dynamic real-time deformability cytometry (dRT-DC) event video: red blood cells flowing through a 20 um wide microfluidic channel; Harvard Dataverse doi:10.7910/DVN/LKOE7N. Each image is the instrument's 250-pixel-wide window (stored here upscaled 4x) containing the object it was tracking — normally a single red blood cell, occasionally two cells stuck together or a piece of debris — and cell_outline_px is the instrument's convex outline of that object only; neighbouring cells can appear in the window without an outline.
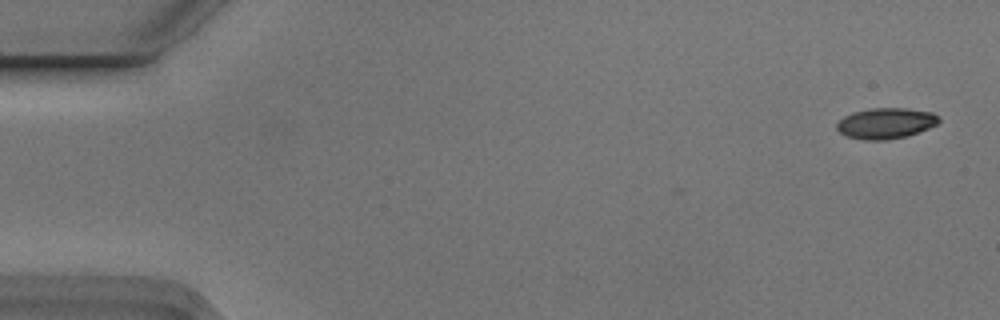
{"species": "Egyptian fruit bat (a non-hibernating species)", "species_latin": "Rousettus aegyptiacus", "temperature_condition": "cold", "stored_images_in_passage": 3, "camera_frame_rate_fps": 3000, "um_per_image_px": 0.085, "animal": {"sex": "male"}, "frame": {"image": 1, "passage_image": 1, "time_ms": 0.0, "image_size_px": [1000, 320], "cell_outline_px": [[940, 120], [936, 124], [928, 128], [908, 136], [884, 140], [864, 140], [844, 136], [836, 128], [836, 124], [844, 116], [852, 112], [872, 108], [904, 108], [932, 112], [940, 116]], "centroid_in_image_um": [75.28, 10.48], "position_along_channel_um": 9.7, "area_um2": 18.38}}